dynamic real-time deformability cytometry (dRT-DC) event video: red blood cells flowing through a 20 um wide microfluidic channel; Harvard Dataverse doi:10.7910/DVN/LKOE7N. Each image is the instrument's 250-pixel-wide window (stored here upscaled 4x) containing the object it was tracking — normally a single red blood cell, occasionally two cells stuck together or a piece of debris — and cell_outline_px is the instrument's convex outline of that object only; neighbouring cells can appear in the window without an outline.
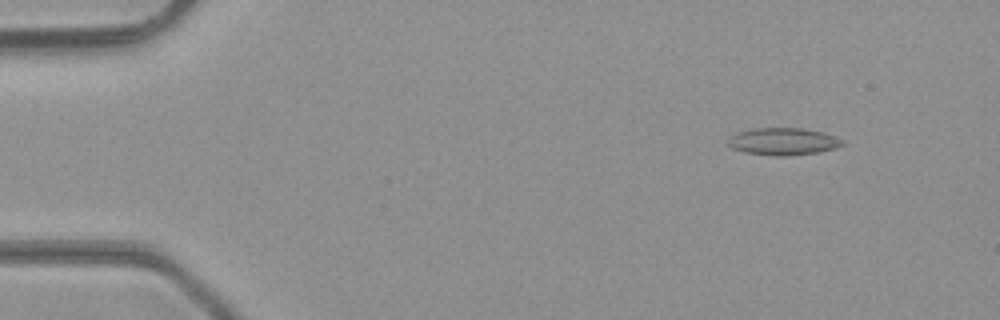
{"species": "common noctule bat (a hibernating species)", "species_latin": "Nyctalus noctula", "temperature_condition": "room temperature", "stored_images_in_passage": 2, "camera_frame_rate_fps": 3000, "um_per_image_px": 0.085, "animal": {"sex": "male", "body_mass_g": 23.1, "forearm_length_mm": 52.7}, "frame": {"image": 1, "passage_image": 2, "time_ms": 0.333, "image_size_px": [1000, 320], "cell_outline_px": [[844, 144], [836, 148], [820, 152], [788, 156], [772, 156], [744, 152], [732, 148], [728, 144], [728, 136], [736, 132], [752, 128], [800, 128], [824, 132], [836, 136], [844, 140]], "centroid_in_image_um": [66.57, 12.02], "position_along_channel_um": 18.4, "area_um2": 18.5}}